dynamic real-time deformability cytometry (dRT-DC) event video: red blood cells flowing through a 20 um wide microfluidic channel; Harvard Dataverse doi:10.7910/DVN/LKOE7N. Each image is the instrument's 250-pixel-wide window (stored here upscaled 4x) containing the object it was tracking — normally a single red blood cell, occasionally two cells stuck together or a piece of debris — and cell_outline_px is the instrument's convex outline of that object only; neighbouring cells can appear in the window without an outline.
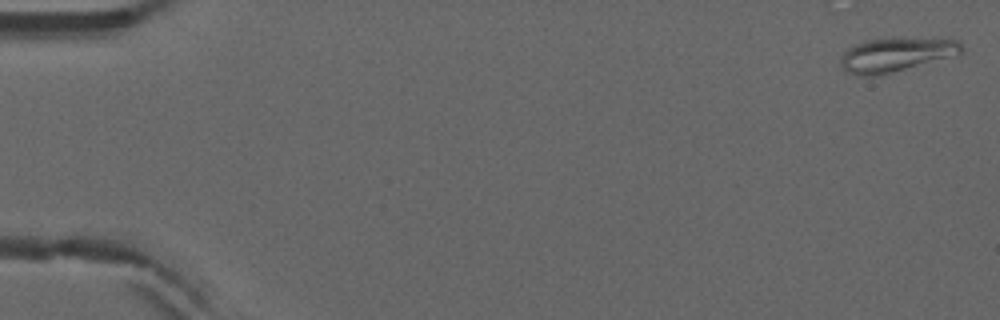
{"species": "common noctule bat (a hibernating species)", "species_latin": "Nyctalus noctula", "temperature_condition": "warm", "stored_images_in_passage": 5, "camera_frame_rate_fps": 3000, "um_per_image_px": 0.085, "animal": {"sex": "male", "forearm_length_mm": 52.5}, "frame": {"image": 1, "passage_image": 1, "time_ms": 0.0, "image_size_px": [1000, 320], "cell_outline_px": [[960, 52], [880, 76], [860, 76], [848, 72], [840, 64], [840, 60], [844, 52], [848, 48], [856, 44], [868, 40], [956, 40], [960, 44]], "centroid_in_image_um": [75.99, 4.7], "position_along_channel_um": 9.0, "area_um2": 22.31}}